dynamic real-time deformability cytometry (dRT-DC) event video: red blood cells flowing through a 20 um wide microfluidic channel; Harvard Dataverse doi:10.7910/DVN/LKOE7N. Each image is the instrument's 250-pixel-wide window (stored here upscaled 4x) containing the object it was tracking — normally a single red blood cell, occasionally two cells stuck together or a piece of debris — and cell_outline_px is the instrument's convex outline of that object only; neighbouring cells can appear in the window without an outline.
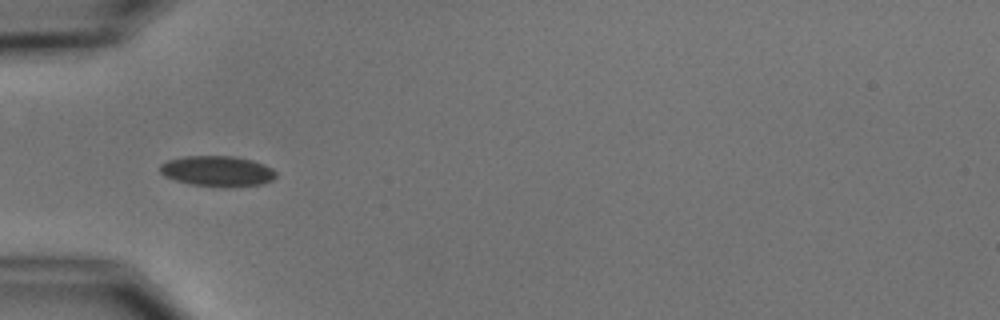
{"species": "common noctule bat (a hibernating species)", "species_latin": "Nyctalus noctula", "temperature_condition": "cold", "stored_images_in_passage": 7, "camera_frame_rate_fps": 3000, "um_per_image_px": 0.085, "animal": {"sex": "male", "body_mass_g": 15.6}, "frame": {"image": 1, "passage_image": 5, "time_ms": 5.0, "image_size_px": [1000, 320], "cell_outline_px": [[276, 176], [272, 180], [264, 184], [232, 188], [224, 188], [192, 184], [176, 180], [164, 176], [160, 172], [160, 164], [168, 160], [184, 156], [232, 156], [252, 160], [264, 164], [272, 168], [276, 172]], "centroid_in_image_um": [18.51, 14.56], "position_along_channel_um": 66.5, "area_um2": 20.92}}